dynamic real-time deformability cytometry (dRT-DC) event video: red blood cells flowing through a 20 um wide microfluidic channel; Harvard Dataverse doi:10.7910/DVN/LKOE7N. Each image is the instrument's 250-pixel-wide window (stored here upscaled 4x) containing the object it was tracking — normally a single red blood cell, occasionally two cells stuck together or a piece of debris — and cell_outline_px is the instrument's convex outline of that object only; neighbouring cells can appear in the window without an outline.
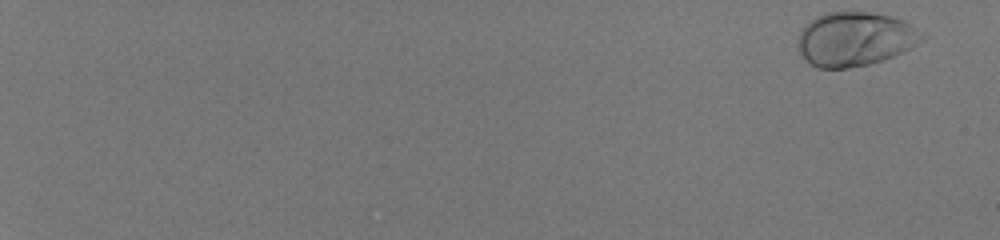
{"species": "human", "species_latin": "Homo sapiens", "temperature_condition": "room temperature", "stored_images_in_passage": 54, "camera_frame_rate_fps": 3000, "um_per_image_px": 0.085, "donor": {"sex": "male"}, "frame": {"image": 1, "passage_image": 1, "time_ms": 0.0, "image_size_px": [1000, 240], "cell_outline_px": [[928, 36], [924, 40], [884, 60], [868, 64], [848, 68], [816, 68], [808, 64], [800, 56], [796, 48], [800, 32], [816, 16], [824, 12], [868, 12], [892, 16], [904, 20], [912, 24]], "centroid_in_image_um": [72.66, 3.32], "position_along_channel_um": 12.3, "area_um2": 39.48}}
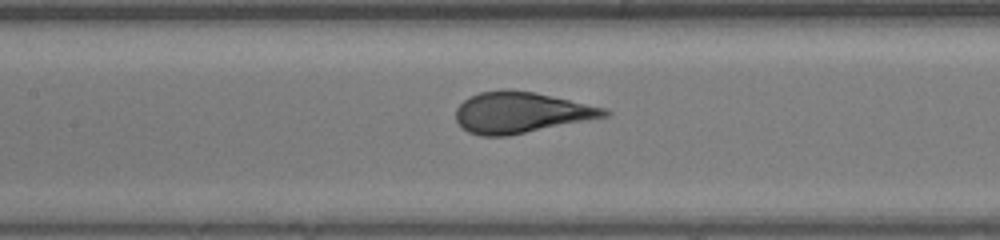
{"frame": {"image": 2, "passage_image": 31, "time_ms": 10.0, "image_size_px": [1000, 240], "cell_outline_px": [[612, 112], [608, 116], [508, 136], [480, 136], [468, 132], [456, 120], [456, 108], [468, 96], [480, 92], [500, 88], [508, 88], [532, 92], [608, 108]], "centroid_in_image_um": [44.26, 9.55], "position_along_channel_um": 163.1, "area_um2": 35.6}}
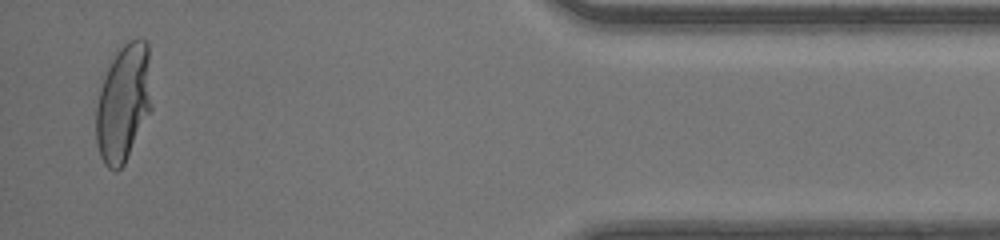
{"frame": {"image": 3, "passage_image": 53, "time_ms": 17.333, "image_size_px": [1000, 240], "cell_outline_px": [[152, 108], [124, 164], [116, 172], [108, 168], [104, 164], [100, 156], [96, 144], [96, 108], [100, 88], [104, 76], [112, 60], [120, 48], [128, 40], [144, 40], [148, 44], [152, 104]], "centroid_in_image_um": [10.49, 8.78], "position_along_channel_um": 424.7, "area_um2": 38.03}, "authors_computed_cell_mechanics": {"area_um2": 36.414, "velocity_mm_per_s": 4.183, "shape_relaxation_time_tau1_ms": 3.5777, "shape_relaxation_time_tau2_ms": null, "deformation_change_tau1": 0.202, "deformation_change_tau2": null}}